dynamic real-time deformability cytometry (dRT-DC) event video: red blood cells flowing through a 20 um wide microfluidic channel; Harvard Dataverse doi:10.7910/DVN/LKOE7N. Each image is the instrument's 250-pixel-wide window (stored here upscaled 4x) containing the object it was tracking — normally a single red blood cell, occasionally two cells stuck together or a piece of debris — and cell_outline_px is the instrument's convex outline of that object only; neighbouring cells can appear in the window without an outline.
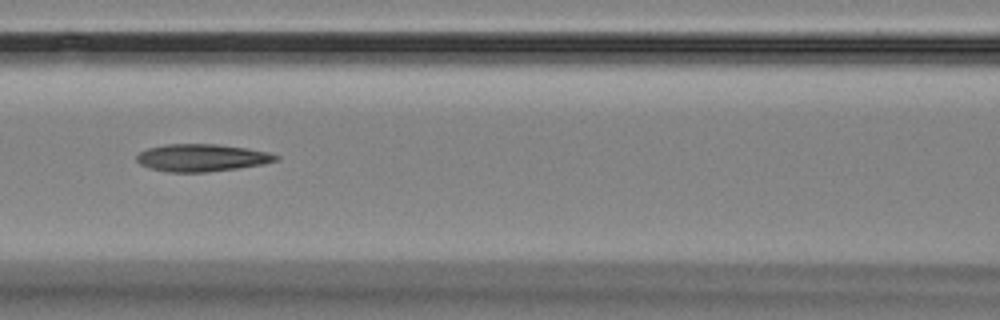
{"species": "Egyptian fruit bat (a non-hibernating species)", "species_latin": "Rousettus aegyptiacus", "temperature_condition": "room temperature", "stored_images_in_passage": 13, "camera_frame_rate_fps": 3000, "um_per_image_px": 0.085, "animal": {"sex": "female"}, "frame": {"image": 1, "passage_image": 3, "time_ms": 2.333, "image_size_px": [1000, 320], "cell_outline_px": [[280, 160], [264, 164], [236, 168], [204, 172], [168, 172], [152, 168], [140, 164], [136, 160], [136, 156], [140, 152], [148, 148], [164, 144], [220, 144], [248, 148], [268, 152], [280, 156]], "centroid_in_image_um": [17.18, 13.4], "position_along_channel_um": 149.4, "area_um2": 22.25}}
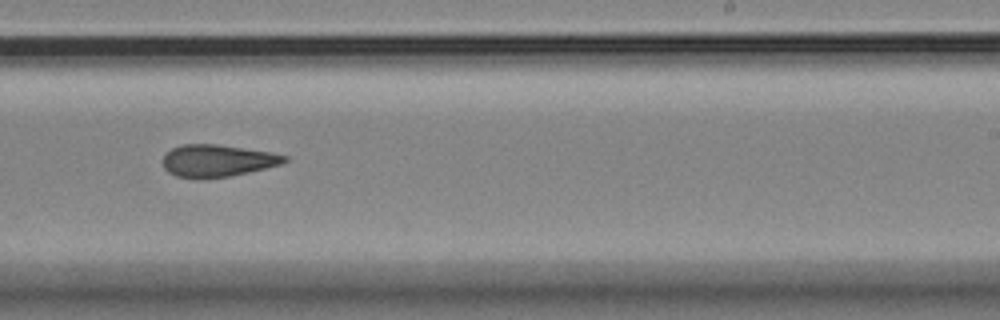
{"frame": {"image": 2, "passage_image": 7, "time_ms": 8.0, "image_size_px": [1000, 320], "cell_outline_px": [[288, 160], [280, 164], [248, 172], [228, 176], [204, 180], [196, 180], [176, 176], [168, 172], [164, 168], [164, 156], [172, 148], [184, 144], [216, 144], [272, 152], [288, 156]], "centroid_in_image_um": [18.46, 13.68], "position_along_channel_um": 270.5, "area_um2": 22.89}}
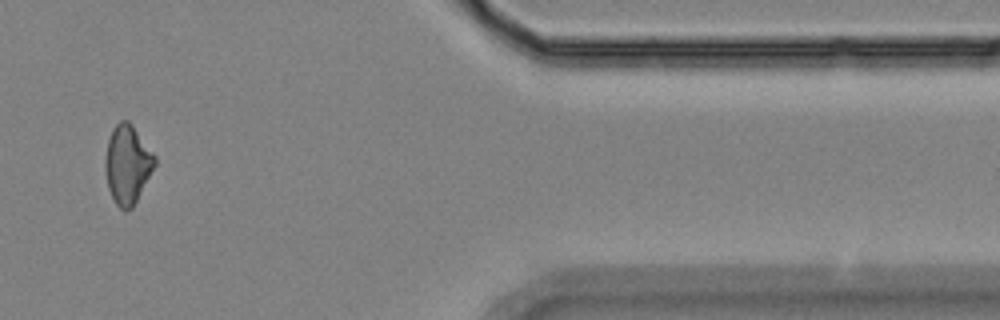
{"frame": {"image": 3, "passage_image": 11, "time_ms": 12.667, "image_size_px": [1000, 320], "cell_outline_px": [[156, 164], [132, 208], [120, 208], [116, 204], [108, 188], [104, 168], [104, 160], [108, 140], [112, 128], [120, 120], [128, 120], [132, 124], [156, 156]], "centroid_in_image_um": [10.82, 13.93], "position_along_channel_um": 400.6, "area_um2": 22.6}}